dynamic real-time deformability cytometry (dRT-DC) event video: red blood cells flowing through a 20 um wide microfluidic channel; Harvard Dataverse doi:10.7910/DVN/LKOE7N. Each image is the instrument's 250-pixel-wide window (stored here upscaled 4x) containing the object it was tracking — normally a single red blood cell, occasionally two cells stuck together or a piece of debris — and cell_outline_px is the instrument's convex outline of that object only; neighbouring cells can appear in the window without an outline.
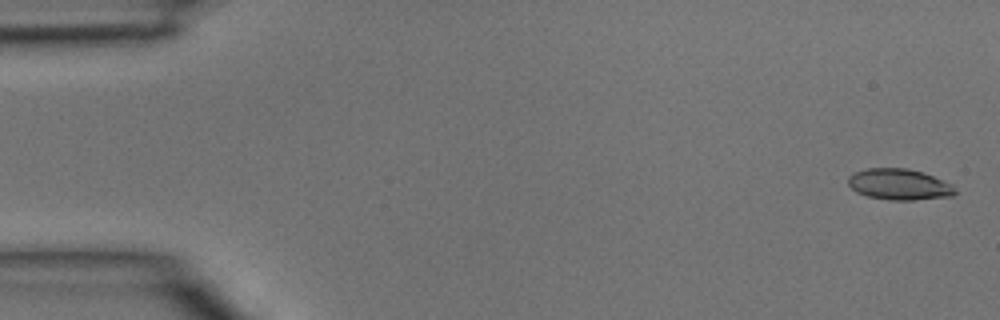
{"species": "common noctule bat (a hibernating species)", "species_latin": "Nyctalus noctula", "temperature_condition": "room temperature", "stored_images_in_passage": 4, "camera_frame_rate_fps": 3000, "um_per_image_px": 0.085, "animal": {"sex": "male", "body_mass_g": 15.6}, "frame": {"image": 1, "passage_image": 1, "time_ms": 0.0, "image_size_px": [1000, 320], "cell_outline_px": [[956, 192], [952, 196], [912, 200], [888, 200], [868, 196], [856, 192], [848, 184], [848, 176], [856, 172], [868, 168], [908, 168], [924, 172], [952, 184]], "centroid_in_image_um": [76.43, 15.67], "position_along_channel_um": 8.6, "area_um2": 19.36}}
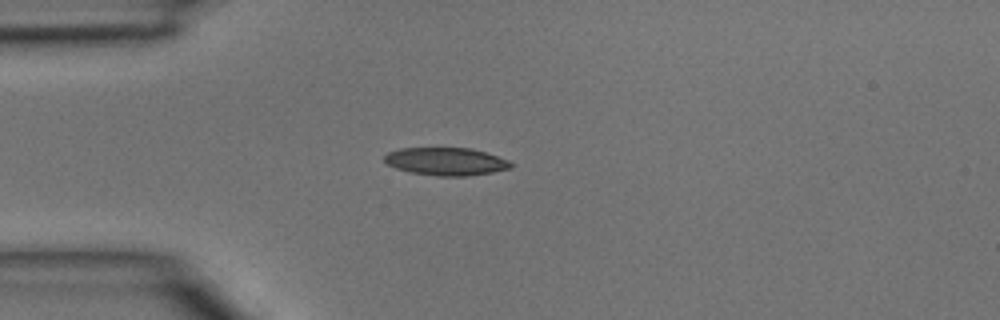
{"frame": {"image": 2, "passage_image": 4, "time_ms": 1.0, "image_size_px": [1000, 320], "cell_outline_px": [[512, 168], [492, 172], [468, 176], [436, 176], [408, 172], [396, 168], [388, 164], [384, 160], [384, 156], [388, 152], [400, 148], [472, 148], [508, 160], [512, 164]], "centroid_in_image_um": [37.89, 13.73], "position_along_channel_um": 47.1, "area_um2": 20.46}}